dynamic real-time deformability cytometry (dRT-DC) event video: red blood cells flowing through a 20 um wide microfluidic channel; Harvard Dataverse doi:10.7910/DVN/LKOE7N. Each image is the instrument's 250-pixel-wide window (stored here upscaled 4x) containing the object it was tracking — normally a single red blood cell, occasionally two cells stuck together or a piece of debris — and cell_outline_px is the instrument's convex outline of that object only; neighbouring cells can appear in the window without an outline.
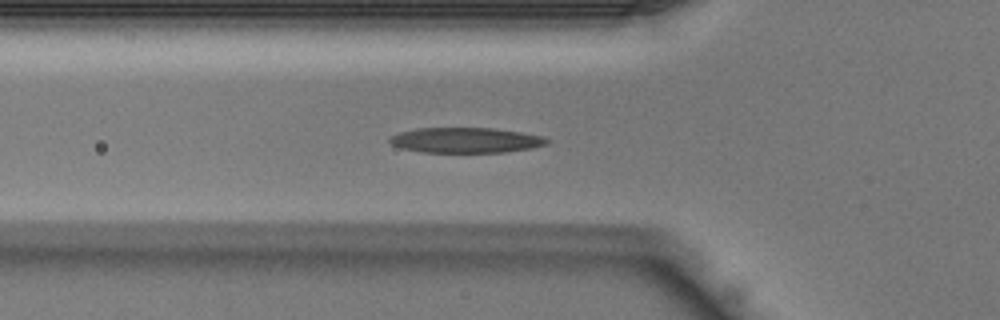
{"species": "Egyptian fruit bat (a non-hibernating species)", "species_latin": "Rousettus aegyptiacus", "temperature_condition": "warm", "stored_images_in_passage": 12, "segment_of_instrument_passage": [2, 2], "camera_frame_rate_fps": 3000, "um_per_image_px": 0.085, "animal": {"sex": "male"}, "frame": {"image": 1, "passage_image": 9, "time_ms": 2.667, "image_size_px": [1000, 320], "cell_outline_px": [[540, 256], [524, 264], [464, 268], [392, 260], [360, 256], [364, 252], [488, 252]], "centroid_in_image_um": [38.69, 21.97], "position_along_channel_um": 87.1, "area_um2": 13.81}}
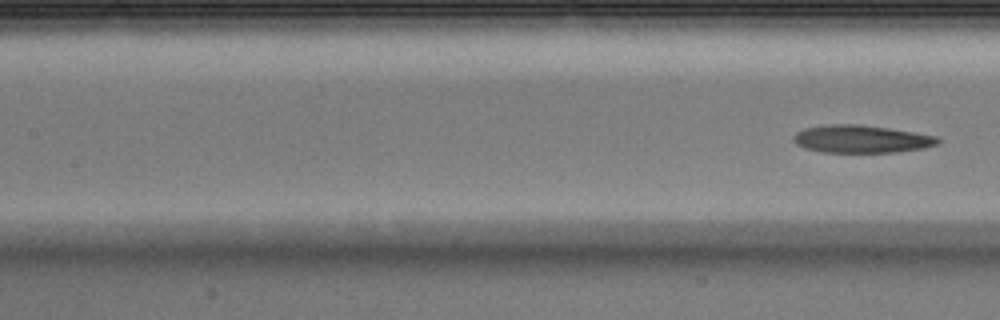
{"frame": {"image": 2, "passage_image": 12, "time_ms": 3.667, "image_size_px": [1000, 320], "cell_outline_px": [[940, 140], [936, 144], [924, 148], [896, 152], [824, 152], [804, 148], [796, 144], [792, 140], [792, 136], [796, 132], [804, 128], [824, 124], [860, 124], [888, 128], [936, 136]], "centroid_in_image_um": [73.14, 11.81], "position_along_channel_um": 134.3, "area_um2": 23.29}}